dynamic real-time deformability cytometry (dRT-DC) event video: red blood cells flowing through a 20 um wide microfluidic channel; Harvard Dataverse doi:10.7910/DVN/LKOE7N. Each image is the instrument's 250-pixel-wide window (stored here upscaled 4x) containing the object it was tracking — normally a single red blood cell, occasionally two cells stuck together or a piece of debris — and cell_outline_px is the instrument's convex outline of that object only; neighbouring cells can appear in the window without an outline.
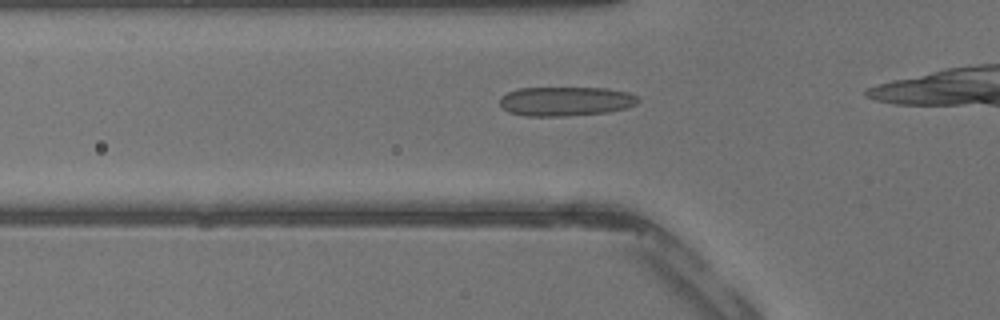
{"species": "common noctule bat (a hibernating species)", "species_latin": "Nyctalus noctula", "temperature_condition": "warm", "stored_images_in_passage": 22, "camera_frame_rate_fps": 3000, "um_per_image_px": 0.085, "animal": {"sex": "male", "body_mass_g": 13.3}, "frame": {"image": 1, "passage_image": 6, "time_ms": 1.667, "image_size_px": [1000, 320], "cell_outline_px": [[640, 100], [636, 104], [628, 108], [608, 112], [568, 116], [524, 116], [508, 112], [500, 108], [500, 96], [516, 88], [604, 88], [628, 92], [636, 96]], "centroid_in_image_um": [48.05, 8.61], "position_along_channel_um": 77.8, "area_um2": 23.87}}
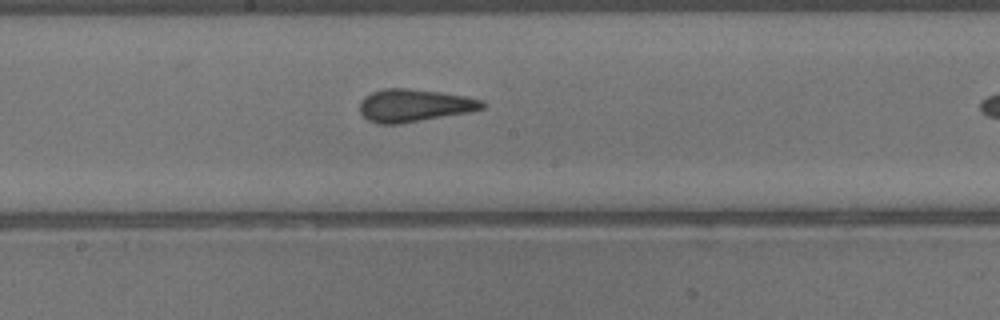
{"frame": {"image": 2, "passage_image": 14, "time_ms": 4.333, "image_size_px": [1000, 320], "cell_outline_px": [[488, 104], [484, 108], [468, 112], [400, 124], [380, 124], [368, 120], [360, 112], [360, 100], [364, 96], [372, 92], [384, 88], [408, 88], [440, 92], [468, 96], [484, 100]], "centroid_in_image_um": [35.23, 8.95], "position_along_channel_um": 213.0, "area_um2": 23.52}}
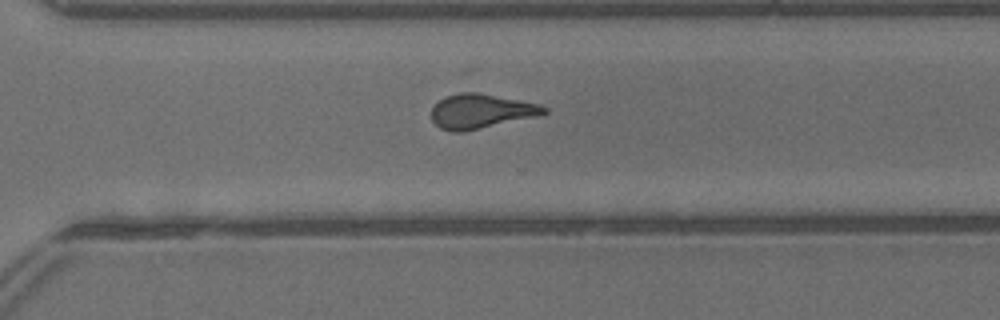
{"frame": {"image": 3, "passage_image": 21, "time_ms": 6.667, "image_size_px": [1000, 320], "cell_outline_px": [[548, 112], [536, 116], [464, 132], [452, 132], [440, 128], [432, 120], [432, 108], [440, 100], [448, 96], [460, 92], [476, 92], [540, 104], [548, 108]], "centroid_in_image_um": [40.88, 9.46], "position_along_channel_um": 329.7, "area_um2": 22.37}}